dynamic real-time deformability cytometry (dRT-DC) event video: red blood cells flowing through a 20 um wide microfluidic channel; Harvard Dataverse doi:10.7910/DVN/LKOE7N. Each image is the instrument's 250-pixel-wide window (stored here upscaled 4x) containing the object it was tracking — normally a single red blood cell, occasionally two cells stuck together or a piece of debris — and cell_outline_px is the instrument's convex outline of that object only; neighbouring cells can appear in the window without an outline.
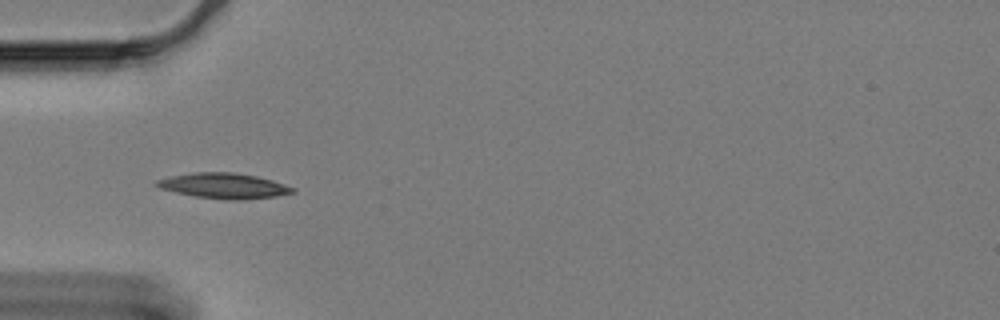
{"species": "Egyptian fruit bat (a non-hibernating species)", "species_latin": "Rousettus aegyptiacus", "temperature_condition": "cold", "stored_images_in_passage": 22, "camera_frame_rate_fps": 3000, "um_per_image_px": 0.085, "animal": {"sex": "female"}, "frame": {"image": 1, "passage_image": 1, "time_ms": 0.0, "image_size_px": [1000, 320], "cell_outline_px": [[296, 192], [276, 196], [244, 200], [228, 200], [192, 196], [160, 188], [152, 184], [156, 180], [172, 176], [196, 172], [232, 172], [256, 176], [272, 180], [296, 188]], "centroid_in_image_um": [19.04, 15.8], "position_along_channel_um": 66.0, "area_um2": 20.17}}
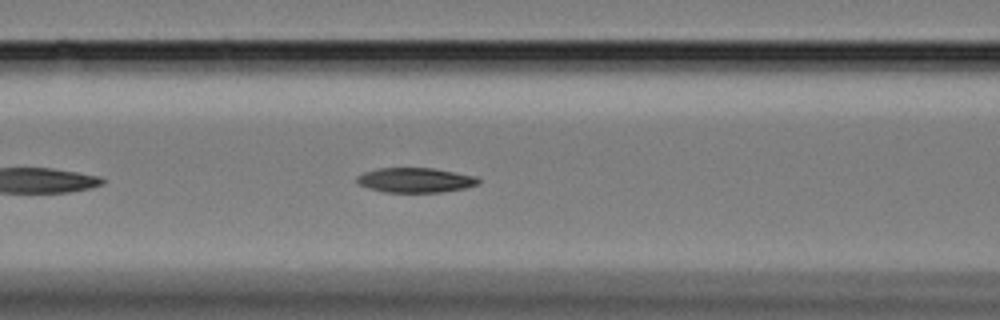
{"frame": {"image": 2, "passage_image": 7, "time_ms": 2.0, "image_size_px": [1000, 320], "cell_outline_px": [[480, 184], [464, 188], [440, 192], [384, 192], [368, 188], [360, 184], [356, 180], [356, 176], [364, 172], [376, 168], [432, 168], [476, 176], [480, 180]], "centroid_in_image_um": [35.3, 15.31], "position_along_channel_um": 131.3, "area_um2": 17.51}}
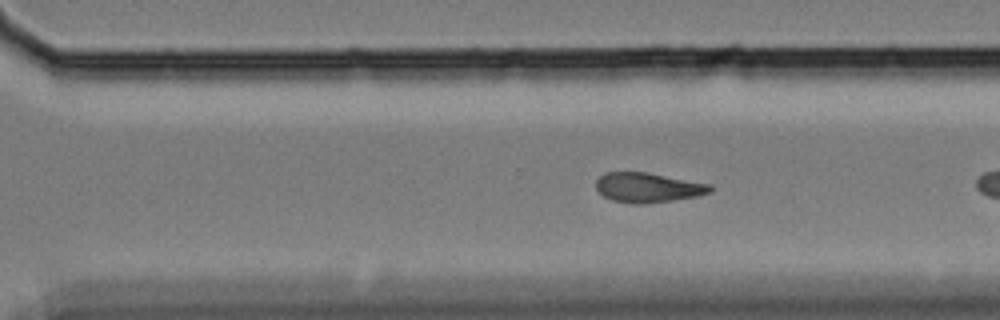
{"frame": {"image": 3, "passage_image": 21, "time_ms": 6.667, "image_size_px": [1000, 320], "cell_outline_px": [[712, 188], [708, 192], [700, 196], [648, 204], [632, 204], [612, 200], [604, 196], [596, 188], [596, 180], [604, 172], [648, 172], [712, 184]], "centroid_in_image_um": [55.08, 15.94], "position_along_channel_um": 315.5, "area_um2": 20.0}}